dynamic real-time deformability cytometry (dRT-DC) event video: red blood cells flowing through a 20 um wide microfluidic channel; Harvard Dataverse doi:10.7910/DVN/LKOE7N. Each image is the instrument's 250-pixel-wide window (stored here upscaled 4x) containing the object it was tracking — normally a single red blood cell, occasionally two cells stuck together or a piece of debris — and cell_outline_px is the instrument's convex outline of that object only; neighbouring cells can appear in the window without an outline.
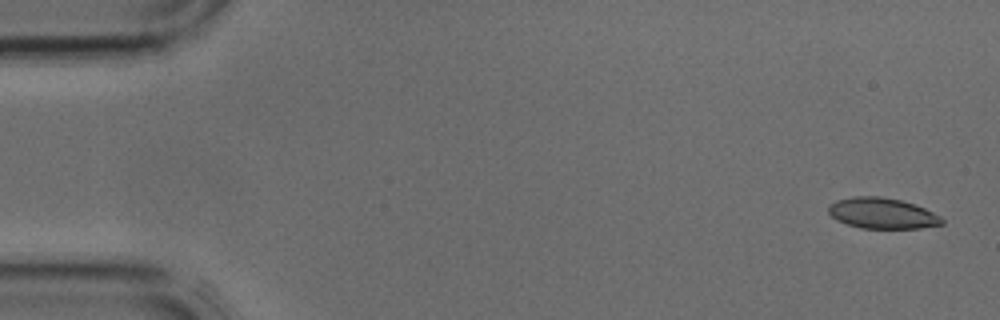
{"species": "common noctule bat (a hibernating species)", "species_latin": "Nyctalus noctula", "temperature_condition": "cold", "stored_images_in_passage": 3, "camera_frame_rate_fps": 3000, "um_per_image_px": 0.085, "animal": {"sex": "male", "body_mass_g": 17.9, "forearm_length_mm": 54.2}, "frame": {"image": 1, "passage_image": 1, "time_ms": 0.0, "image_size_px": [1000, 320], "cell_outline_px": [[944, 224], [920, 228], [860, 228], [836, 220], [828, 212], [828, 204], [836, 200], [852, 196], [880, 196], [900, 200], [916, 204], [940, 216], [944, 220]], "centroid_in_image_um": [74.97, 18.12], "position_along_channel_um": 10.0, "area_um2": 20.46}}
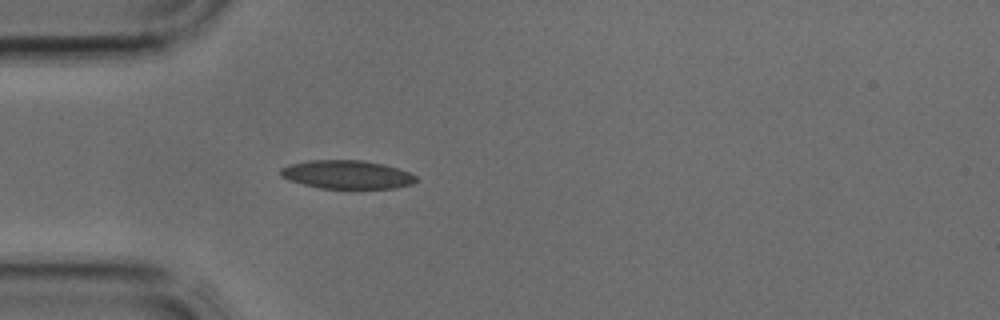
{"frame": {"image": 2, "passage_image": 3, "time_ms": 0.667, "image_size_px": [1000, 320], "cell_outline_px": [[420, 180], [412, 184], [396, 188], [320, 188], [304, 184], [280, 176], [280, 168], [288, 164], [308, 160], [364, 160], [384, 164], [408, 172], [416, 176]], "centroid_in_image_um": [29.51, 14.83], "position_along_channel_um": 55.5, "area_um2": 22.48}}